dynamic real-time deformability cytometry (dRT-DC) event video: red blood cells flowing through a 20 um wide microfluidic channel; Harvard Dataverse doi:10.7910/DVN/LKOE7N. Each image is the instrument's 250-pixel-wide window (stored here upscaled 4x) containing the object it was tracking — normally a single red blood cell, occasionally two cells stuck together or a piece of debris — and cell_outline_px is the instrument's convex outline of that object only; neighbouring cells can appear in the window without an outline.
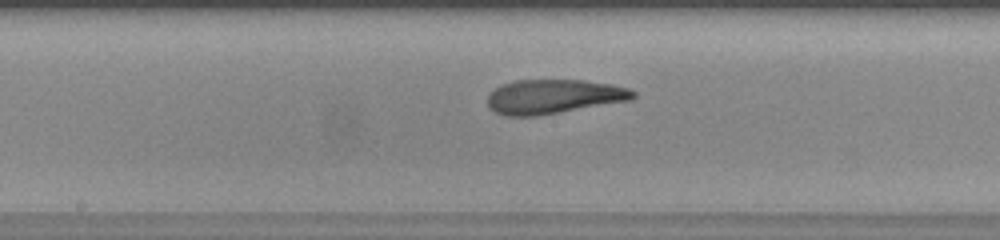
{"species": "human", "species_latin": "Homo sapiens", "temperature_condition": "warm", "stored_images_in_passage": 35, "camera_frame_rate_fps": 3000, "um_per_image_px": 0.085, "donor": {"sex": "female"}, "frame": {"image": 1, "passage_image": 16, "time_ms": 5.0, "image_size_px": [1000, 240], "cell_outline_px": [[636, 96], [632, 100], [536, 116], [504, 116], [488, 108], [488, 96], [500, 84], [516, 80], [584, 80], [612, 84], [628, 88], [636, 92]], "centroid_in_image_um": [47.07, 8.21], "position_along_channel_um": 201.1, "area_um2": 29.19}}
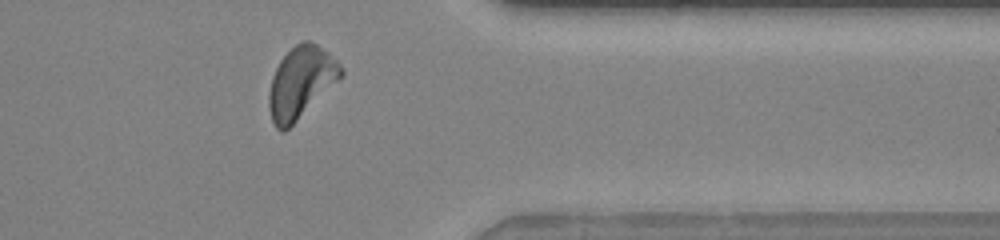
{"frame": {"image": 2, "passage_image": 30, "time_ms": 9.667, "image_size_px": [1000, 240], "cell_outline_px": [[344, 76], [284, 132], [280, 132], [276, 128], [272, 120], [268, 108], [268, 92], [272, 76], [280, 60], [300, 40], [308, 40], [316, 44], [328, 52], [344, 68]], "centroid_in_image_um": [25.58, 7.0], "position_along_channel_um": 385.8, "area_um2": 30.11}}